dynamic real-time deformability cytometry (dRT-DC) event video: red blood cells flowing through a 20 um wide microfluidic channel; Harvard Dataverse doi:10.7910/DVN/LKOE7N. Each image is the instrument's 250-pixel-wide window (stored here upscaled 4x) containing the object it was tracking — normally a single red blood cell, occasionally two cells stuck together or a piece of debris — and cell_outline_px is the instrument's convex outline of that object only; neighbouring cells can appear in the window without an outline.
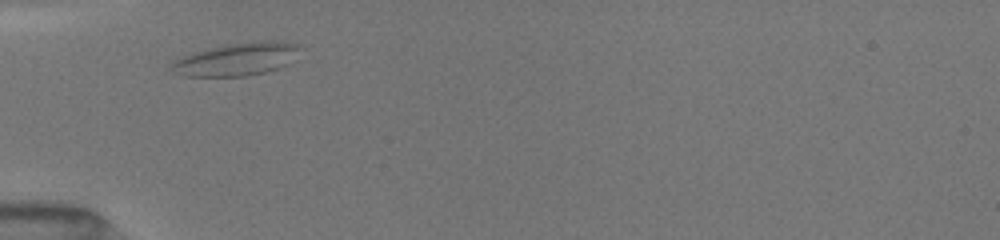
{"species": "common noctule bat (a hibernating species)", "species_latin": "Nyctalus noctula", "temperature_condition": "room temperature", "stored_images_in_passage": 4, "camera_frame_rate_fps": 3000, "um_per_image_px": 0.085, "animal": {"sex": "female", "body_mass_g": 19.5, "forearm_length_mm": 54.1}, "frame": {"image": 1, "passage_image": 1, "time_ms": 0.0, "image_size_px": [1000, 240], "cell_outline_px": [[296, 48], [284, 64], [276, 68], [264, 72], [244, 76], [184, 76], [168, 64], [192, 52], [228, 44], [256, 40], [280, 40], [292, 44]], "centroid_in_image_um": [20.01, 5.02], "position_along_channel_um": 65.0, "area_um2": 23.52}}
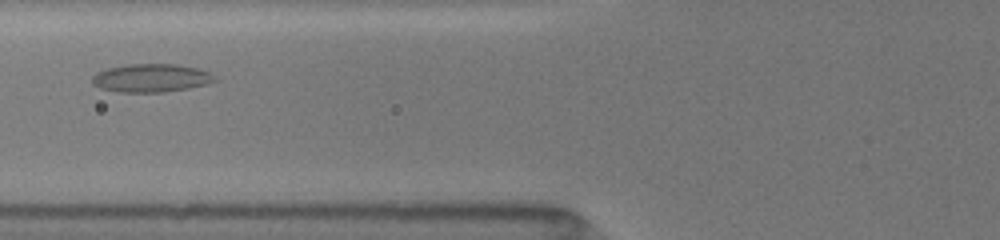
{"frame": {"image": 2, "passage_image": 3, "time_ms": 1.333, "image_size_px": [1000, 240], "cell_outline_px": [[216, 80], [204, 84], [188, 88], [164, 92], [120, 92], [100, 88], [92, 80], [92, 76], [108, 68], [128, 64], [176, 64], [196, 68], [208, 72], [216, 76]], "centroid_in_image_um": [12.86, 6.63], "position_along_channel_um": 112.9, "area_um2": 19.83}}